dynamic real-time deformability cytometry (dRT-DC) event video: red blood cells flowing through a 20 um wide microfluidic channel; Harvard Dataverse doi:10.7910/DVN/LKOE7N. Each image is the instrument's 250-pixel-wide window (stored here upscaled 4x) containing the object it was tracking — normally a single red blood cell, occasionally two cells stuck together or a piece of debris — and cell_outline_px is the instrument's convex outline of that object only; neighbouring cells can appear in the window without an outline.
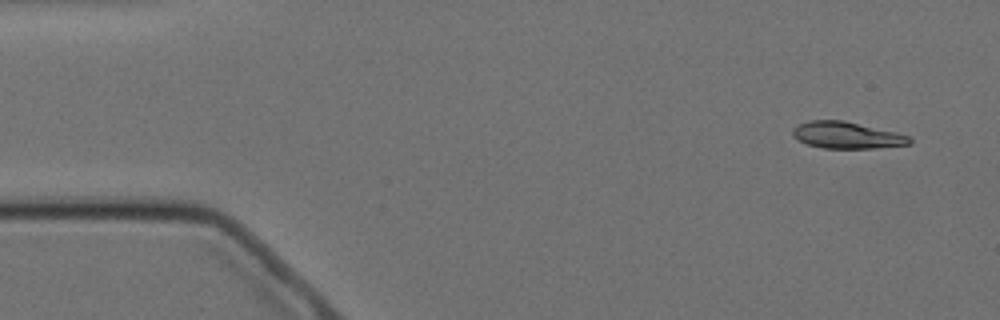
{"species": "Egyptian fruit bat (a non-hibernating species)", "species_latin": "Rousettus aegyptiacus", "temperature_condition": "cold", "stored_images_in_passage": 7, "camera_frame_rate_fps": 3000, "um_per_image_px": 0.085, "animal": {"sex": "female"}, "frame": {"image": 1, "passage_image": 1, "time_ms": 0.0, "image_size_px": [1000, 320], "cell_outline_px": [[912, 144], [876, 148], [824, 148], [808, 144], [792, 136], [792, 128], [808, 120], [844, 120], [896, 132], [908, 136], [912, 140]], "centroid_in_image_um": [71.99, 11.49], "position_along_channel_um": 13.0, "area_um2": 18.15}}
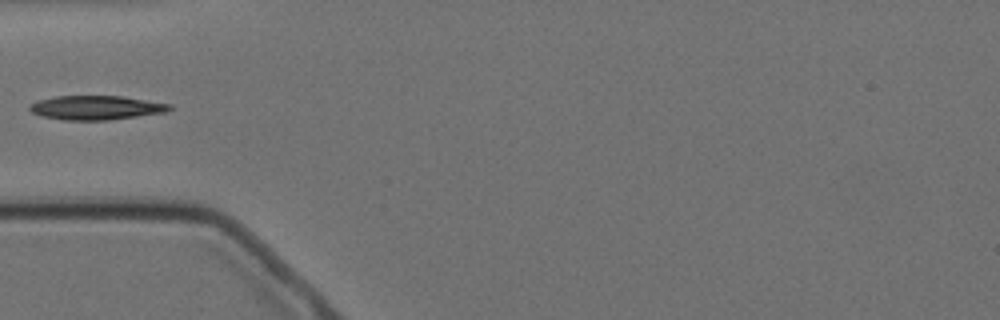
{"frame": {"image": 2, "passage_image": 5, "time_ms": 4.667, "image_size_px": [1000, 320], "cell_outline_px": [[172, 108], [164, 112], [108, 120], [64, 120], [40, 116], [32, 112], [28, 108], [28, 104], [40, 100], [56, 96], [120, 96], [172, 104]], "centroid_in_image_um": [8.12, 9.15], "position_along_channel_um": 76.9, "area_um2": 19.54}}
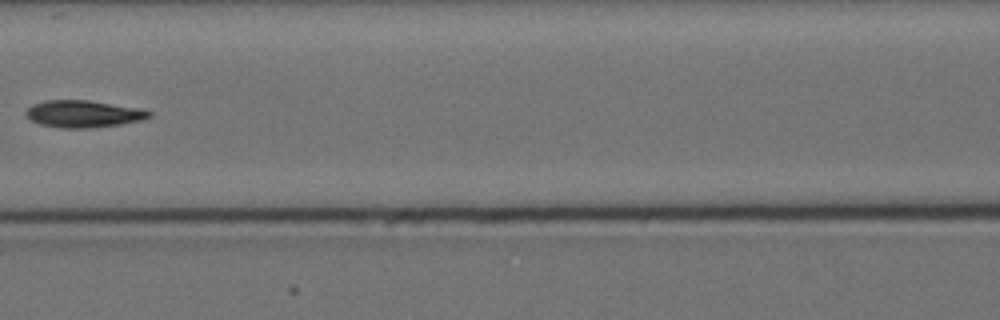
{"frame": {"image": 3, "passage_image": 7, "time_ms": 7.0, "image_size_px": [1000, 320], "cell_outline_px": [[152, 116], [140, 120], [120, 124], [88, 128], [60, 128], [40, 124], [32, 120], [24, 112], [32, 104], [44, 100], [88, 100], [140, 108], [152, 112]], "centroid_in_image_um": [7.08, 9.67], "position_along_channel_um": 159.5, "area_um2": 19.36}}